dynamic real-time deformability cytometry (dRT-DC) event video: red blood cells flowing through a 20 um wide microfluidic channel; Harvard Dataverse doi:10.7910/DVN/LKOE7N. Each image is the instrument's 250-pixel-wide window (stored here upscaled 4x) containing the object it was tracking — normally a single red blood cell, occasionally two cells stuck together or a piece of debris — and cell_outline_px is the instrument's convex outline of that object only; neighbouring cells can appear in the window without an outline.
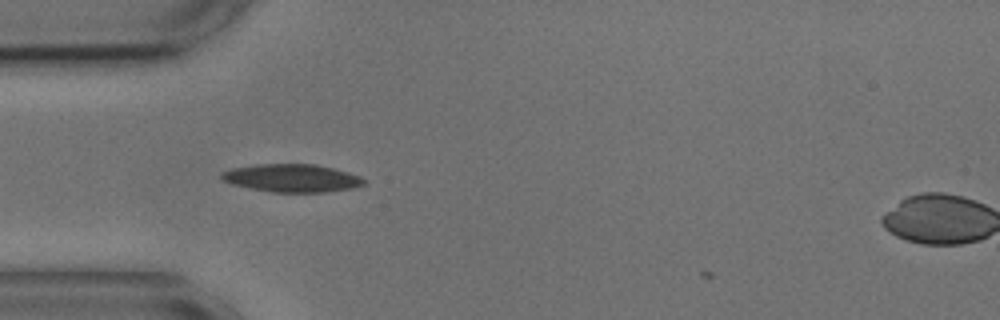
{"species": "common noctule bat (a hibernating species)", "species_latin": "Nyctalus noctula", "temperature_condition": "cold", "stored_images_in_passage": 25, "camera_frame_rate_fps": 3000, "um_per_image_px": 0.085, "animal": {"sex": "male", "body_mass_g": 17.9, "forearm_length_mm": 54.2}, "frame": {"image": 1, "passage_image": 2, "time_ms": 0.333, "image_size_px": [1000, 320], "cell_outline_px": [[368, 184], [352, 188], [324, 192], [272, 192], [232, 184], [224, 180], [220, 176], [220, 172], [232, 168], [252, 164], [316, 164], [348, 172], [360, 176]], "centroid_in_image_um": [24.81, 15.13], "position_along_channel_um": 60.2, "area_um2": 23.18}}